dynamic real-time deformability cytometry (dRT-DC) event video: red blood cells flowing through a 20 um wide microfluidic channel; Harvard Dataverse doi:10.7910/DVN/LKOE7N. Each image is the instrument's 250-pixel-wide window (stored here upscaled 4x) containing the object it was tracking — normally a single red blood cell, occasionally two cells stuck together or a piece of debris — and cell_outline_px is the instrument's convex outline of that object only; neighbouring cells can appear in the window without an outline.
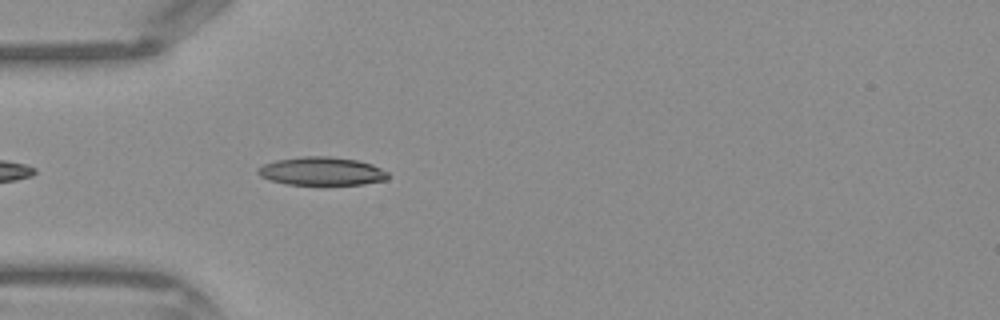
{"species": "Egyptian fruit bat (a non-hibernating species)", "species_latin": "Rousettus aegyptiacus", "temperature_condition": "warm", "stored_images_in_passage": 21, "camera_frame_rate_fps": 3000, "um_per_image_px": 0.085, "frame": {"image": 1, "passage_image": 3, "time_ms": 0.667, "image_size_px": [1000, 320], "cell_outline_px": [[388, 180], [364, 184], [288, 184], [272, 180], [260, 176], [256, 172], [256, 168], [264, 164], [276, 160], [304, 156], [328, 156], [356, 160], [372, 164], [388, 172]], "centroid_in_image_um": [27.35, 14.55], "position_along_channel_um": 57.6, "area_um2": 21.33}}
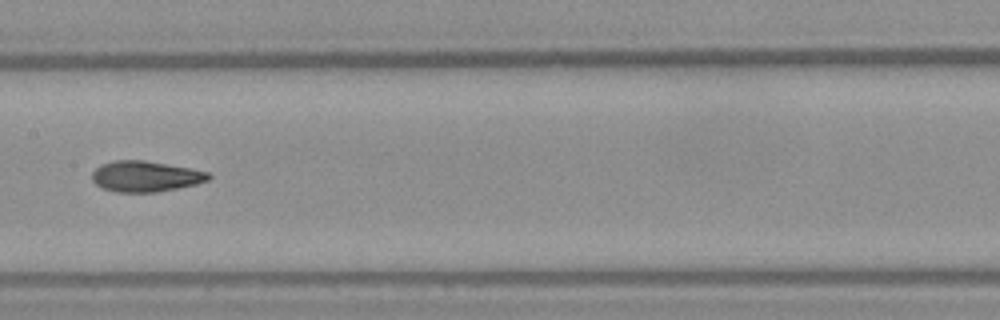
{"frame": {"image": 2, "passage_image": 12, "time_ms": 3.667, "image_size_px": [1000, 320], "cell_outline_px": [[212, 176], [208, 180], [196, 184], [156, 192], [116, 192], [104, 188], [96, 184], [92, 180], [92, 172], [96, 168], [104, 164], [116, 160], [144, 160], [192, 168], [208, 172]], "centroid_in_image_um": [12.39, 14.99], "position_along_channel_um": 195.0, "area_um2": 20.75}}
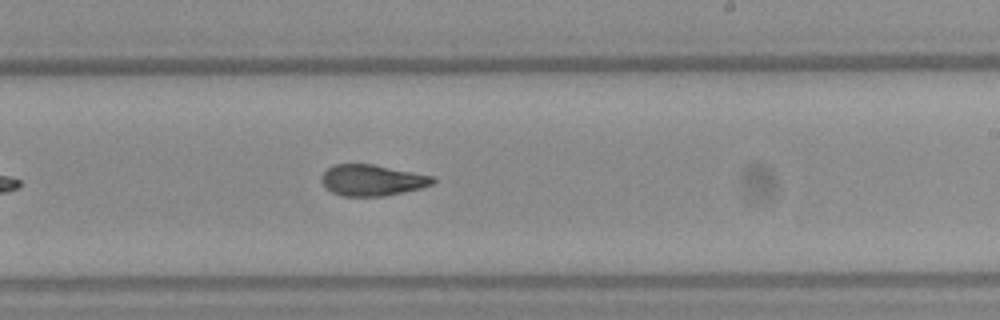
{"frame": {"image": 3, "passage_image": 16, "time_ms": 5.0, "image_size_px": [1000, 320], "cell_outline_px": [[436, 180], [432, 184], [420, 188], [404, 192], [384, 196], [340, 196], [324, 188], [320, 180], [320, 176], [328, 168], [336, 164], [372, 164], [432, 176]], "centroid_in_image_um": [31.57, 15.33], "position_along_channel_um": 257.4, "area_um2": 20.17}}